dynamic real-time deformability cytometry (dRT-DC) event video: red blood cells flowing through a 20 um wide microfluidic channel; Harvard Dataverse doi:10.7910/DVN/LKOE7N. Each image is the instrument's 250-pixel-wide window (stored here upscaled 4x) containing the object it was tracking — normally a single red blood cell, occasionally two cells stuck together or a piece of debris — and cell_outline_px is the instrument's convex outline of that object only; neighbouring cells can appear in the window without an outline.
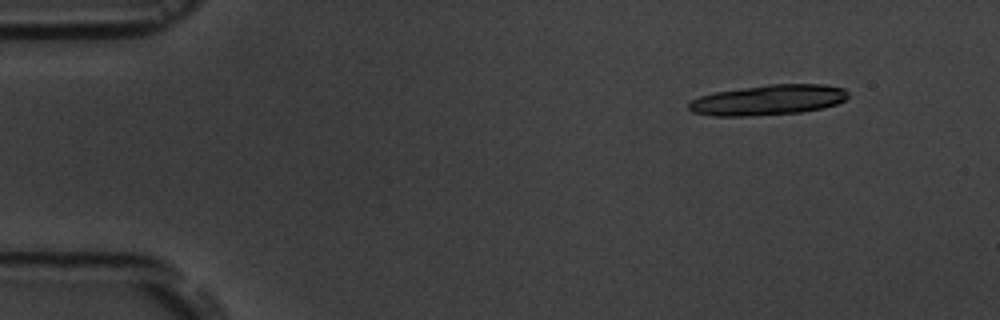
{"species": "common noctule bat (a hibernating species)", "species_latin": "Nyctalus noctula", "temperature_condition": "room temperature", "stored_images_in_passage": 6, "camera_frame_rate_fps": 3000, "um_per_image_px": 0.085, "animal": {"sex": "male", "body_mass_g": 19.5, "forearm_length_mm": 54.6}, "frame": {"image": 1, "passage_image": 2, "time_ms": 1.0, "image_size_px": [1000, 320], "cell_outline_px": [[848, 96], [844, 100], [836, 104], [820, 108], [800, 112], [756, 116], [712, 116], [692, 112], [688, 108], [688, 104], [692, 100], [700, 96], [716, 92], [768, 84], [824, 84], [844, 88], [848, 92]], "centroid_in_image_um": [65.29, 8.5], "position_along_channel_um": 19.7, "area_um2": 28.09}}
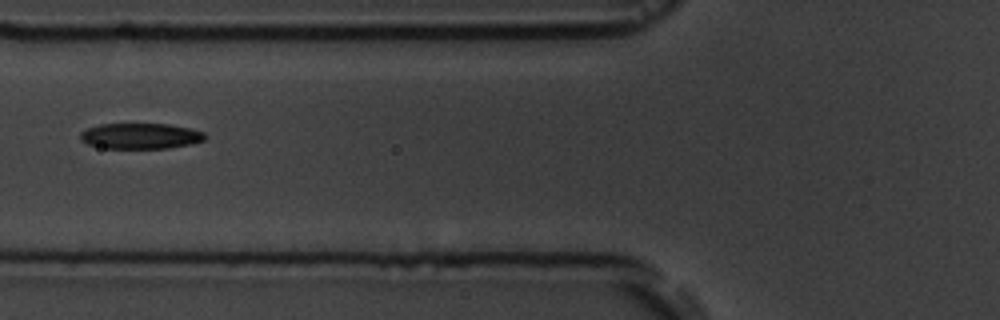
{"frame": {"image": 2, "passage_image": 6, "time_ms": 6.333, "image_size_px": [1000, 320], "cell_outline_px": [[208, 136], [204, 140], [192, 144], [168, 148], [104, 148], [88, 144], [80, 140], [80, 132], [88, 128], [100, 124], [168, 124], [188, 128], [204, 132]], "centroid_in_image_um": [11.95, 11.56], "position_along_channel_um": 113.8, "area_um2": 18.67}}